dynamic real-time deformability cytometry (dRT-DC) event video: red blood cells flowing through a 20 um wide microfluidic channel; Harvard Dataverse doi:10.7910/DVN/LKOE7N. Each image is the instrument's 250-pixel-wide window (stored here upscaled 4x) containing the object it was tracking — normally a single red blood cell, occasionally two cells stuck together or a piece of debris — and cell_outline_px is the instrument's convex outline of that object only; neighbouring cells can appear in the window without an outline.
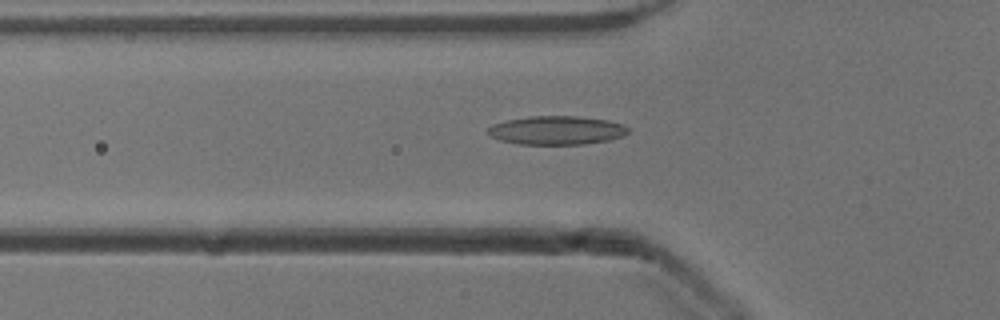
{"species": "common noctule bat (a hibernating species)", "species_latin": "Nyctalus noctula", "temperature_condition": "cold", "stored_images_in_passage": 52, "camera_frame_rate_fps": 3000, "um_per_image_px": 0.085, "animal": {"sex": "male", "body_mass_g": 13.3}, "frame": {"image": 1, "passage_image": 18, "time_ms": 5.667, "image_size_px": [1000, 320], "cell_outline_px": [[628, 132], [624, 136], [612, 140], [584, 144], [520, 144], [500, 140], [488, 136], [488, 128], [492, 124], [504, 120], [528, 116], [580, 116], [608, 120], [624, 124], [628, 128]], "centroid_in_image_um": [47.32, 11.07], "position_along_channel_um": 78.5, "area_um2": 23.76}}
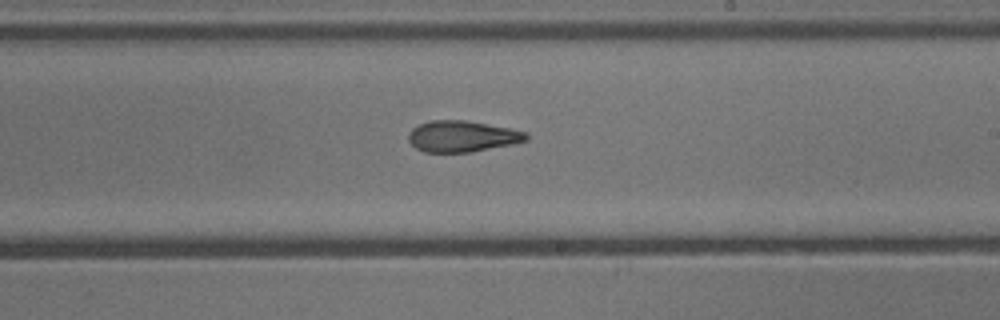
{"frame": {"image": 2, "passage_image": 31, "time_ms": 10.0, "image_size_px": [1000, 320], "cell_outline_px": [[528, 140], [512, 144], [472, 152], [424, 152], [416, 148], [408, 140], [408, 132], [412, 128], [420, 124], [432, 120], [464, 120], [508, 128], [528, 132]], "centroid_in_image_um": [39.27, 11.59], "position_along_channel_um": 249.7, "area_um2": 21.33}}
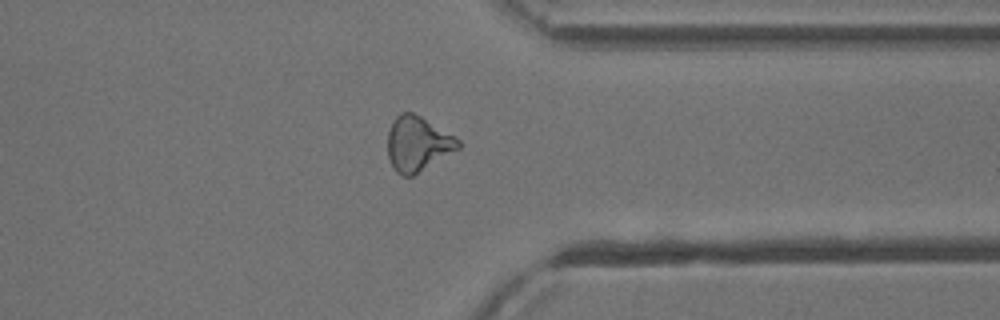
{"frame": {"image": 3, "passage_image": 41, "time_ms": 13.333, "image_size_px": [1000, 320], "cell_outline_px": [[460, 148], [412, 176], [404, 176], [396, 172], [388, 156], [388, 132], [392, 120], [400, 112], [412, 112], [420, 116], [456, 136], [460, 140]], "centroid_in_image_um": [35.5, 12.2], "position_along_channel_um": 375.9, "area_um2": 22.48}}